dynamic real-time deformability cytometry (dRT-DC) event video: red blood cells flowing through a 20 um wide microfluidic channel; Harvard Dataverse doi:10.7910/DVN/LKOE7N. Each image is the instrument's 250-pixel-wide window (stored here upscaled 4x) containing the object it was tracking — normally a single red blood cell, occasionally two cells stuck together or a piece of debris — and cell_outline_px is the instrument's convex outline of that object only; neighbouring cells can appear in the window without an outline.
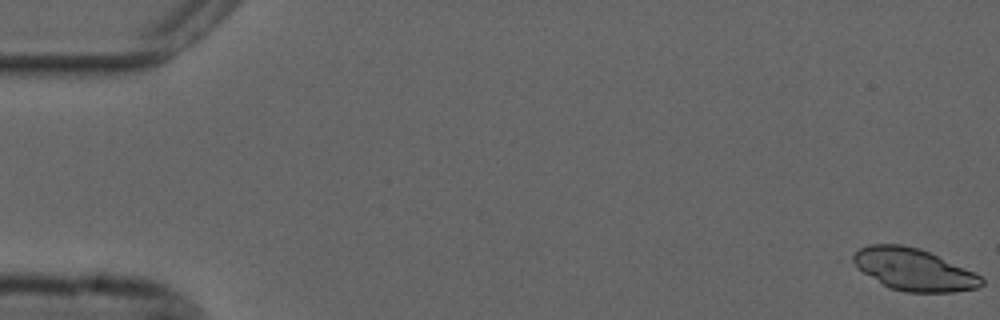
{"species": "common noctule bat (a hibernating species)", "species_latin": "Nyctalus noctula", "temperature_condition": "cold", "stored_images_in_passage": 55, "camera_frame_rate_fps": 3000, "um_per_image_px": 0.085, "animal": {"sex": "male", "forearm_length_mm": 52.5}, "frame": {"image": 1, "passage_image": 1, "time_ms": 0.0, "image_size_px": [1000, 320], "cell_outline_px": [[984, 284], [980, 288], [956, 292], [904, 292], [888, 288], [864, 272], [848, 260], [860, 248], [868, 244], [900, 244], [920, 248], [972, 272], [980, 276], [984, 280]], "centroid_in_image_um": [77.64, 22.92], "position_along_channel_um": 7.4, "area_um2": 31.33}}
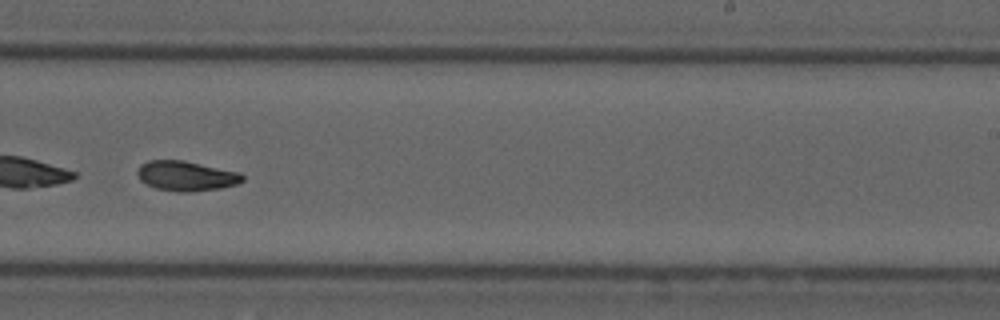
{"frame": {"image": 2, "passage_image": 35, "time_ms": 11.333, "image_size_px": [1000, 320], "cell_outline_px": [[244, 180], [236, 184], [220, 188], [192, 192], [176, 192], [156, 188], [140, 180], [136, 172], [140, 164], [148, 160], [184, 160], [240, 172], [244, 176]], "centroid_in_image_um": [15.82, 14.95], "position_along_channel_um": 273.2, "area_um2": 18.44}, "authors_computed_cell_mechanics": {"area_um2": 20.519, "velocity_mm_per_s": 3.6723, "shape_relaxation_time_tau1_ms": 11.2866, "shape_relaxation_time_tau2_ms": 6.635, "deformation_change_tau1": 0.2368, "deformation_change_tau2": 0.1216}}